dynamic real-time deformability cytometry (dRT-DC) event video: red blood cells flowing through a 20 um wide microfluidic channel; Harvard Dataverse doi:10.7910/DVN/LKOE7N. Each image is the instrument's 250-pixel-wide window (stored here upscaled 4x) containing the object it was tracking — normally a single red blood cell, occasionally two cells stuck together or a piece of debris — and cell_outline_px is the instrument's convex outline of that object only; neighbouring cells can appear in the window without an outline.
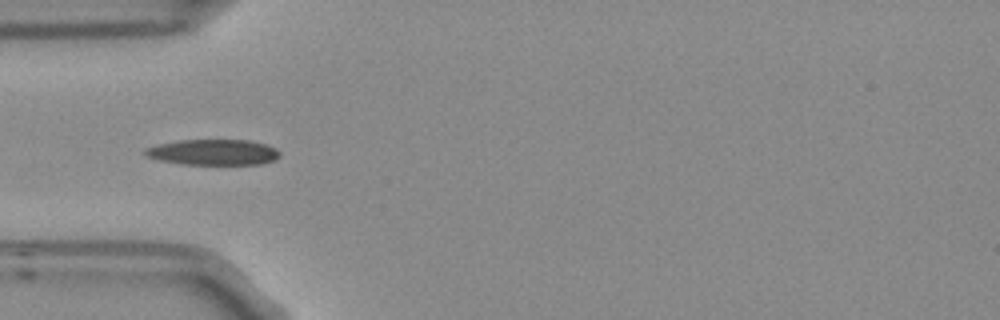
{"species": "Egyptian fruit bat (a non-hibernating species)", "species_latin": "Rousettus aegyptiacus", "temperature_condition": "room temperature", "stored_images_in_passage": 7, "camera_frame_rate_fps": 3000, "um_per_image_px": 0.085, "frame": {"image": 1, "passage_image": 5, "time_ms": 1.333, "image_size_px": [1000, 320], "cell_outline_px": [[280, 156], [276, 160], [260, 164], [180, 164], [160, 160], [144, 156], [140, 152], [144, 148], [160, 144], [180, 140], [248, 140], [264, 144], [276, 148], [280, 152]], "centroid_in_image_um": [18.09, 12.94], "position_along_channel_um": 66.9, "area_um2": 20.29}}